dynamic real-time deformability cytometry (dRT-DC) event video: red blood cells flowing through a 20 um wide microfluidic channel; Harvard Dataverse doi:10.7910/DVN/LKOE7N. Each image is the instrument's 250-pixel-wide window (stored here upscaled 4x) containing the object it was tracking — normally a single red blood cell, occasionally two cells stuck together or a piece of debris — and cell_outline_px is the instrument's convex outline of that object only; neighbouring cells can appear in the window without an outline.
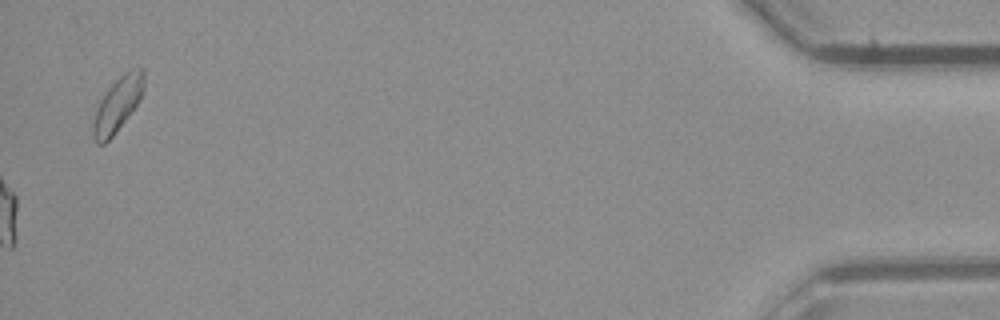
{"species": "common noctule bat (a hibernating species)", "species_latin": "Nyctalus noctula", "temperature_condition": "room temperature", "stored_images_in_passage": 45, "camera_frame_rate_fps": 3000, "um_per_image_px": 0.085, "animal": {"sex": "male", "body_mass_g": 23.1, "forearm_length_mm": 52.7}, "frame": {"image": 1, "passage_image": 45, "time_ms": 14.667, "image_size_px": [1000, 320], "cell_outline_px": [[144, 92], [140, 100], [112, 136], [104, 144], [96, 144], [92, 136], [92, 120], [100, 100], [108, 88], [124, 72], [140, 64], [144, 68]], "centroid_in_image_um": [10.01, 8.83], "position_along_channel_um": 425.2, "area_um2": 16.3}, "authors_computed_cell_mechanics": {"area_um2": 19.7098, "velocity_mm_per_s": 4.4255, "shape_relaxation_time_tau1_ms": null, "shape_relaxation_time_tau2_ms": 1.9123, "deformation_change_tau1": null, "deformation_change_tau2": 0.0795}}